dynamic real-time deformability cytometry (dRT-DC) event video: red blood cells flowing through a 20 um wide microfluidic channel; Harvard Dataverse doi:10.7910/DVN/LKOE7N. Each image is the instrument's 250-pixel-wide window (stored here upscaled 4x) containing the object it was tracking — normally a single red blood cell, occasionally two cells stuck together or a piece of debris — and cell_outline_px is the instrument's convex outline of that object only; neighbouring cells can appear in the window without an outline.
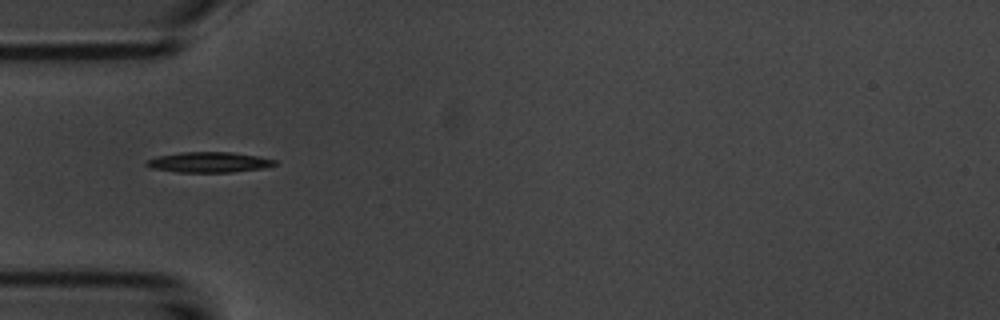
{"species": "common noctule bat (a hibernating species)", "species_latin": "Nyctalus noctula", "temperature_condition": "room temperature", "stored_images_in_passage": 41, "camera_frame_rate_fps": 3000, "um_per_image_px": 0.085, "animal": {"sex": "male", "body_mass_g": 20.1, "forearm_length_mm": 53.5}, "frame": {"image": 1, "passage_image": 4, "time_ms": 1.0, "image_size_px": [1000, 320], "cell_outline_px": [[276, 164], [264, 168], [232, 172], [176, 172], [152, 168], [144, 164], [148, 160], [156, 156], [180, 152], [232, 152], [256, 156], [276, 160]], "centroid_in_image_um": [17.74, 13.79], "position_along_channel_um": 67.3, "area_um2": 15.2}}
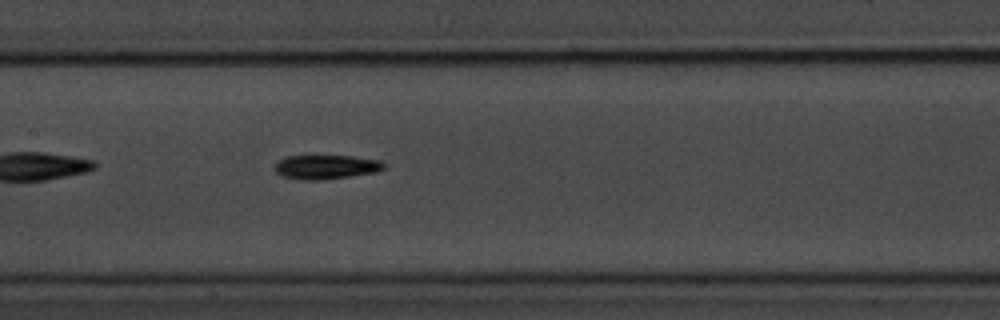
{"frame": {"image": 2, "passage_image": 13, "time_ms": 4.0, "image_size_px": [1000, 320], "cell_outline_px": [[384, 168], [376, 172], [352, 176], [320, 180], [300, 180], [284, 176], [276, 172], [276, 164], [280, 160], [288, 156], [352, 156], [380, 160], [384, 164]], "centroid_in_image_um": [27.74, 14.2], "position_along_channel_um": 179.7, "area_um2": 15.2}}
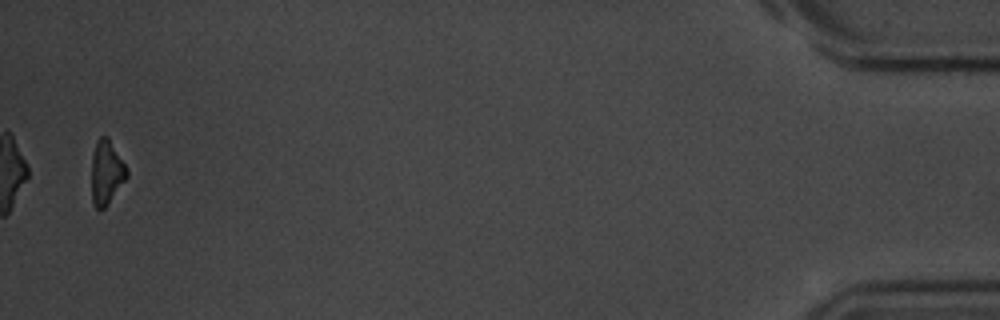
{"frame": {"image": 3, "passage_image": 40, "time_ms": 13.0, "image_size_px": [1000, 320], "cell_outline_px": [[128, 176], [104, 208], [96, 208], [92, 204], [92, 156], [96, 140], [100, 136], [108, 136], [124, 164], [128, 172]], "centroid_in_image_um": [9.03, 14.63], "position_along_channel_um": 426.2, "area_um2": 12.95}, "authors_computed_cell_mechanics": {"area_um2": 14.6234, "velocity_mm_per_s": 3.729, "shape_relaxation_time_tau1_ms": 3.5818, "shape_relaxation_time_tau2_ms": null, "deformation_change_tau1": 0.144, "deformation_change_tau2": null}}